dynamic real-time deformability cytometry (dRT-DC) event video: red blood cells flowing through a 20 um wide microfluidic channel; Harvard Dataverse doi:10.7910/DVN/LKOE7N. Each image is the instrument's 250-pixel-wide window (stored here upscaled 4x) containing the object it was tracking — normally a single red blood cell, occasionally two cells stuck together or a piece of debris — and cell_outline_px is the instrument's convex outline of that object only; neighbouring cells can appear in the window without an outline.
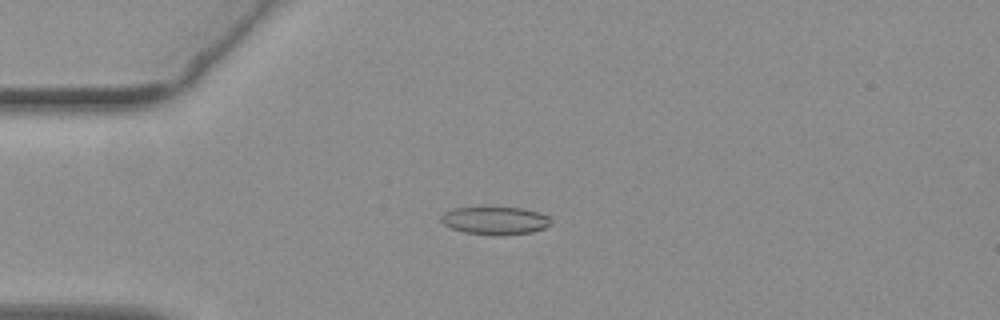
{"species": "common noctule bat (a hibernating species)", "species_latin": "Nyctalus noctula", "temperature_condition": "warm", "stored_images_in_passage": 50, "camera_frame_rate_fps": 3000, "um_per_image_px": 0.085, "animal": {"sex": "female", "body_mass_g": 19.3, "forearm_length_mm": 54.1}, "frame": {"image": 1, "passage_image": 9, "time_ms": 2.667, "image_size_px": [1000, 320], "cell_outline_px": [[552, 224], [544, 228], [532, 232], [504, 236], [500, 236], [464, 232], [452, 228], [444, 224], [440, 220], [440, 216], [444, 212], [452, 208], [520, 208], [552, 216]], "centroid_in_image_um": [42.11, 18.76], "position_along_channel_um": 42.9, "area_um2": 17.92}}
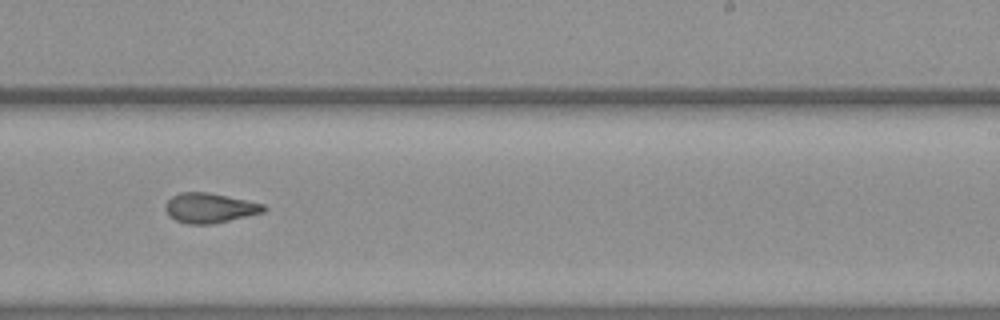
{"frame": {"image": 2, "passage_image": 29, "time_ms": 9.333, "image_size_px": [1000, 320], "cell_outline_px": [[268, 208], [264, 212], [212, 224], [188, 224], [176, 220], [168, 216], [164, 208], [164, 204], [172, 196], [180, 192], [208, 192], [264, 204]], "centroid_in_image_um": [17.79, 17.67], "position_along_channel_um": 271.2, "area_um2": 17.11}}
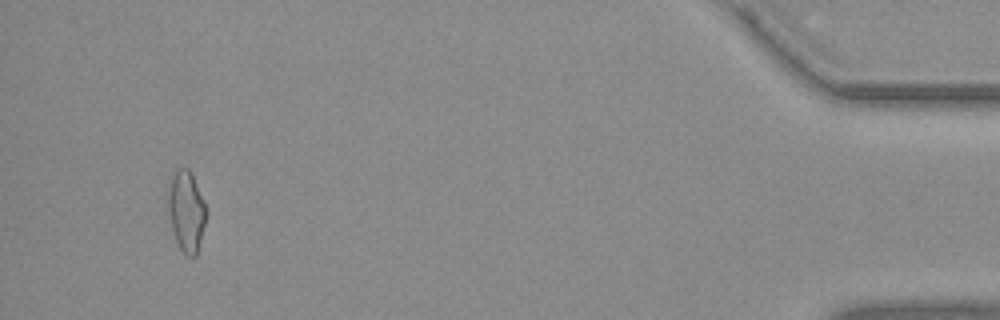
{"frame": {"image": 3, "passage_image": 47, "time_ms": 15.333, "image_size_px": [1000, 320], "cell_outline_px": [[208, 216], [196, 256], [184, 256], [172, 232], [168, 212], [168, 192], [172, 176], [180, 168], [188, 168], [208, 208]], "centroid_in_image_um": [15.87, 18.01], "position_along_channel_um": 419.3, "area_um2": 18.09}, "authors_computed_cell_mechanics": {"area_um2": 17.4845, "velocity_mm_per_s": 3.7741, "shape_relaxation_time_tau1_ms": null, "shape_relaxation_time_tau2_ms": 1.8029, "deformation_change_tau1": null, "deformation_change_tau2": 0.0813}}